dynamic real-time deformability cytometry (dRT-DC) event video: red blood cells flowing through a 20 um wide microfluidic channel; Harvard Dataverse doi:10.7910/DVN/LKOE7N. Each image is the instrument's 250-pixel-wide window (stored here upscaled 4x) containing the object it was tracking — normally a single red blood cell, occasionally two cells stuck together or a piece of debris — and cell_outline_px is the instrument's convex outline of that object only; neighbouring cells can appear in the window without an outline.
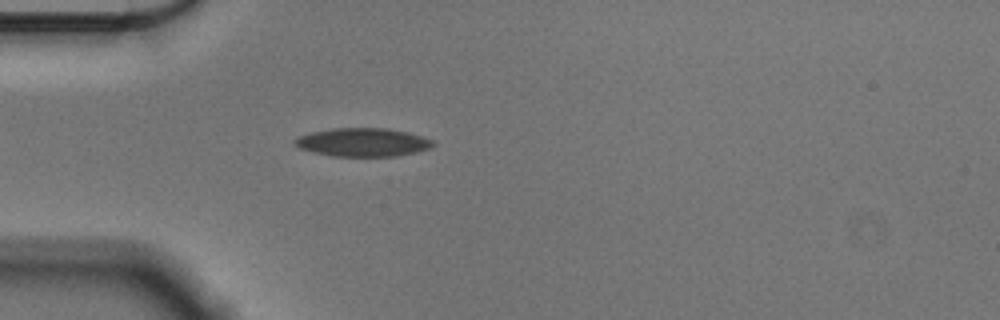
{"species": "Egyptian fruit bat (a non-hibernating species)", "species_latin": "Rousettus aegyptiacus", "temperature_condition": "cold", "stored_images_in_passage": 47, "camera_frame_rate_fps": 3000, "um_per_image_px": 0.085, "animal": {"sex": "male"}, "frame": {"image": 1, "passage_image": 7, "time_ms": 2.0, "image_size_px": [1000, 320], "cell_outline_px": [[436, 144], [428, 148], [396, 156], [336, 156], [316, 152], [300, 148], [292, 140], [300, 136], [312, 132], [332, 128], [388, 128], [408, 132], [432, 140]], "centroid_in_image_um": [30.84, 12.08], "position_along_channel_um": 54.2, "area_um2": 22.48}}
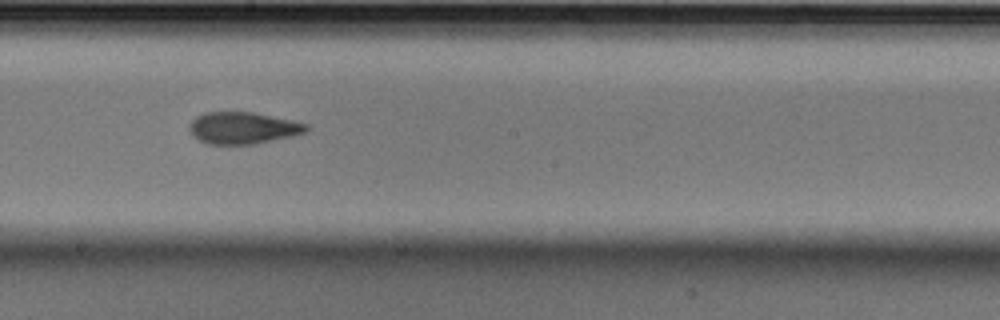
{"frame": {"image": 2, "passage_image": 22, "time_ms": 7.0, "image_size_px": [1000, 320], "cell_outline_px": [[308, 128], [304, 132], [256, 144], [204, 144], [188, 128], [188, 124], [196, 116], [204, 112], [252, 112], [292, 120], [308, 124]], "centroid_in_image_um": [20.6, 10.87], "position_along_channel_um": 227.6, "area_um2": 21.44}}
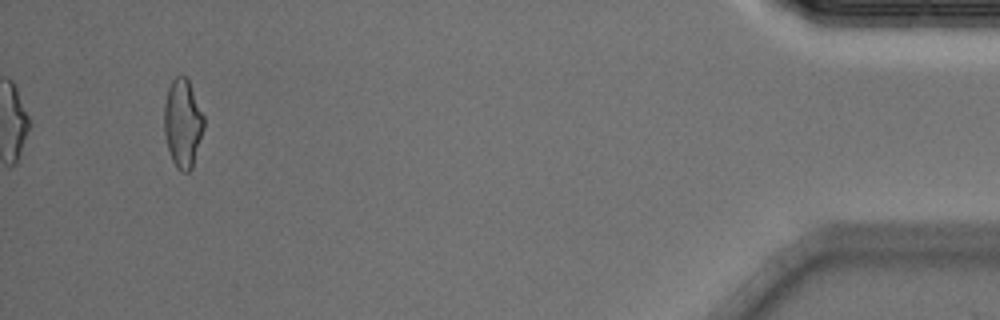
{"frame": {"image": 3, "passage_image": 44, "time_ms": 14.333, "image_size_px": [1000, 320], "cell_outline_px": [[204, 128], [192, 168], [188, 172], [180, 172], [176, 168], [172, 160], [164, 136], [164, 104], [168, 88], [172, 80], [176, 76], [184, 76], [188, 80], [204, 116]], "centroid_in_image_um": [15.52, 10.51], "position_along_channel_um": 419.7, "area_um2": 20.46}, "authors_computed_cell_mechanics": {"area_um2": 21.7328, "velocity_mm_per_s": 3.6011, "shape_relaxation_time_tau1_ms": 5.5231, "shape_relaxation_time_tau2_ms": 2.6846, "deformation_change_tau1": 0.1419, "deformation_change_tau2": 0.0883}}